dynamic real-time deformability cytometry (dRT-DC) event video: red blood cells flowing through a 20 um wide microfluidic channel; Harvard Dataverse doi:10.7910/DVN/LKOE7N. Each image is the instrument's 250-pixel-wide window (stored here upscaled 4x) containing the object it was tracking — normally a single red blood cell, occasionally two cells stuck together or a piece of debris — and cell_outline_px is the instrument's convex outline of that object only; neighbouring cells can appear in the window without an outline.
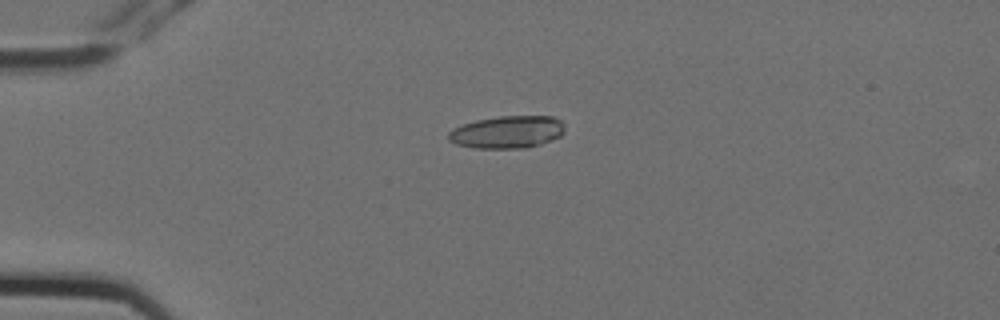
{"species": "Egyptian fruit bat (a non-hibernating species)", "species_latin": "Rousettus aegyptiacus", "temperature_condition": "cold", "stored_images_in_passage": 3, "camera_frame_rate_fps": 3000, "um_per_image_px": 0.085, "animal": {"sex": "female"}, "frame": {"image": 1, "passage_image": 1, "time_ms": 0.0, "image_size_px": [1000, 320], "cell_outline_px": [[564, 132], [560, 136], [540, 144], [524, 148], [476, 148], [456, 144], [448, 140], [448, 132], [464, 124], [476, 120], [500, 116], [552, 116], [560, 120], [564, 124]], "centroid_in_image_um": [43.13, 11.22], "position_along_channel_um": 41.9, "area_um2": 21.85}}